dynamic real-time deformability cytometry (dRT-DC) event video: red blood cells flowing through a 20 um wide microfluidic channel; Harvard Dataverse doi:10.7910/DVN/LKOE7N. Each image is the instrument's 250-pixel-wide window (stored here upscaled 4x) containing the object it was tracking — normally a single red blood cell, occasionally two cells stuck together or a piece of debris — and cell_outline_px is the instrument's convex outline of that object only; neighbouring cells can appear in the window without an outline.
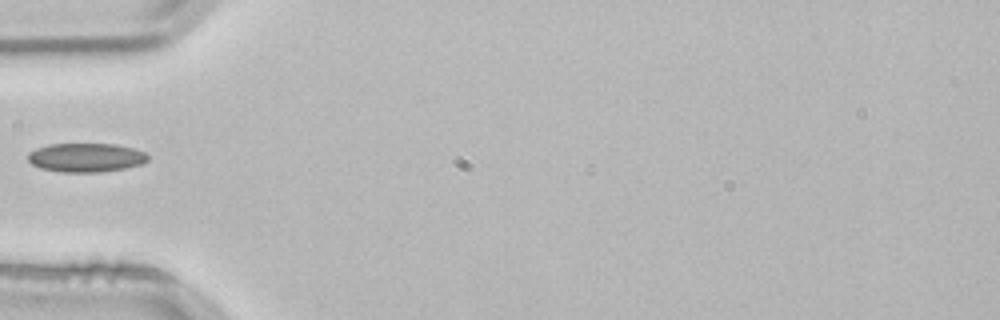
{"species": "common noctule bat (a hibernating species)", "species_latin": "Nyctalus noctula", "temperature_condition": "room temperature", "stored_images_in_passage": 9, "camera_frame_rate_fps": 3000, "um_per_image_px": 0.085, "animal": {"sex": "male", "body_mass_g": 21.5, "forearm_length_mm": 52.0}, "frame": {"image": 1, "passage_image": 1, "time_ms": 0.0, "image_size_px": [1000, 320], "cell_outline_px": [[148, 160], [140, 164], [124, 168], [100, 172], [64, 172], [40, 168], [32, 164], [28, 160], [28, 152], [36, 148], [48, 144], [116, 144], [132, 148], [144, 152], [148, 156]], "centroid_in_image_um": [7.27, 13.38], "position_along_channel_um": 77.7, "area_um2": 20.11}}